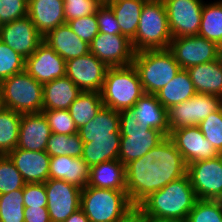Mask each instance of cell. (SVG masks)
Instances as JSON below:
<instances>
[{"label":"cell","instance_id":"6da1fadb","mask_svg":"<svg viewBox=\"0 0 222 222\" xmlns=\"http://www.w3.org/2000/svg\"><path fill=\"white\" fill-rule=\"evenodd\" d=\"M187 174V165L169 136L146 155L126 165V191L138 206L150 194Z\"/></svg>","mask_w":222,"mask_h":222},{"label":"cell","instance_id":"7a4b0ae2","mask_svg":"<svg viewBox=\"0 0 222 222\" xmlns=\"http://www.w3.org/2000/svg\"><path fill=\"white\" fill-rule=\"evenodd\" d=\"M196 200L190 178L186 174L150 194L138 207L148 216L173 218L185 222Z\"/></svg>","mask_w":222,"mask_h":222},{"label":"cell","instance_id":"3957f363","mask_svg":"<svg viewBox=\"0 0 222 222\" xmlns=\"http://www.w3.org/2000/svg\"><path fill=\"white\" fill-rule=\"evenodd\" d=\"M100 94L105 107L120 111L132 108L145 93L131 64L108 67Z\"/></svg>","mask_w":222,"mask_h":222},{"label":"cell","instance_id":"277c9868","mask_svg":"<svg viewBox=\"0 0 222 222\" xmlns=\"http://www.w3.org/2000/svg\"><path fill=\"white\" fill-rule=\"evenodd\" d=\"M119 116L121 143L118 160L125 166L146 155L166 137L161 131L138 123L131 108L120 110Z\"/></svg>","mask_w":222,"mask_h":222},{"label":"cell","instance_id":"5b68a950","mask_svg":"<svg viewBox=\"0 0 222 222\" xmlns=\"http://www.w3.org/2000/svg\"><path fill=\"white\" fill-rule=\"evenodd\" d=\"M172 35L163 1L148 0L141 11L135 38V53L144 50L168 49Z\"/></svg>","mask_w":222,"mask_h":222},{"label":"cell","instance_id":"8992f818","mask_svg":"<svg viewBox=\"0 0 222 222\" xmlns=\"http://www.w3.org/2000/svg\"><path fill=\"white\" fill-rule=\"evenodd\" d=\"M132 64L137 70L144 93L153 95L181 70L168 49L137 52Z\"/></svg>","mask_w":222,"mask_h":222},{"label":"cell","instance_id":"52a82bcc","mask_svg":"<svg viewBox=\"0 0 222 222\" xmlns=\"http://www.w3.org/2000/svg\"><path fill=\"white\" fill-rule=\"evenodd\" d=\"M2 107L21 114L41 113L43 84L25 70L0 82Z\"/></svg>","mask_w":222,"mask_h":222},{"label":"cell","instance_id":"ba28073f","mask_svg":"<svg viewBox=\"0 0 222 222\" xmlns=\"http://www.w3.org/2000/svg\"><path fill=\"white\" fill-rule=\"evenodd\" d=\"M133 207L127 191L92 186L81 191L80 208L90 222H114Z\"/></svg>","mask_w":222,"mask_h":222},{"label":"cell","instance_id":"9c48e42d","mask_svg":"<svg viewBox=\"0 0 222 222\" xmlns=\"http://www.w3.org/2000/svg\"><path fill=\"white\" fill-rule=\"evenodd\" d=\"M197 199L222 201V154L187 165Z\"/></svg>","mask_w":222,"mask_h":222},{"label":"cell","instance_id":"30bf717a","mask_svg":"<svg viewBox=\"0 0 222 222\" xmlns=\"http://www.w3.org/2000/svg\"><path fill=\"white\" fill-rule=\"evenodd\" d=\"M168 50L181 69L209 63L220 57L221 47L201 36L173 37Z\"/></svg>","mask_w":222,"mask_h":222},{"label":"cell","instance_id":"8fae6325","mask_svg":"<svg viewBox=\"0 0 222 222\" xmlns=\"http://www.w3.org/2000/svg\"><path fill=\"white\" fill-rule=\"evenodd\" d=\"M163 3L172 37L198 35L203 0H164Z\"/></svg>","mask_w":222,"mask_h":222},{"label":"cell","instance_id":"7c38bea8","mask_svg":"<svg viewBox=\"0 0 222 222\" xmlns=\"http://www.w3.org/2000/svg\"><path fill=\"white\" fill-rule=\"evenodd\" d=\"M44 185L51 222H64L80 208L82 189L79 187L59 179H48Z\"/></svg>","mask_w":222,"mask_h":222},{"label":"cell","instance_id":"4fadbf2b","mask_svg":"<svg viewBox=\"0 0 222 222\" xmlns=\"http://www.w3.org/2000/svg\"><path fill=\"white\" fill-rule=\"evenodd\" d=\"M89 45L90 53L107 67L128 66L134 60L135 51L132 43L122 34L99 32Z\"/></svg>","mask_w":222,"mask_h":222},{"label":"cell","instance_id":"5bb4252c","mask_svg":"<svg viewBox=\"0 0 222 222\" xmlns=\"http://www.w3.org/2000/svg\"><path fill=\"white\" fill-rule=\"evenodd\" d=\"M108 67L92 53L66 61V76L82 91L99 92Z\"/></svg>","mask_w":222,"mask_h":222},{"label":"cell","instance_id":"9a60e30c","mask_svg":"<svg viewBox=\"0 0 222 222\" xmlns=\"http://www.w3.org/2000/svg\"><path fill=\"white\" fill-rule=\"evenodd\" d=\"M43 39L44 36L37 30L28 16L2 25L0 40L24 59L35 52Z\"/></svg>","mask_w":222,"mask_h":222},{"label":"cell","instance_id":"2e32d148","mask_svg":"<svg viewBox=\"0 0 222 222\" xmlns=\"http://www.w3.org/2000/svg\"><path fill=\"white\" fill-rule=\"evenodd\" d=\"M169 137L181 153L186 165L220 155L207 141L198 126H188L172 130Z\"/></svg>","mask_w":222,"mask_h":222},{"label":"cell","instance_id":"e0dca14e","mask_svg":"<svg viewBox=\"0 0 222 222\" xmlns=\"http://www.w3.org/2000/svg\"><path fill=\"white\" fill-rule=\"evenodd\" d=\"M25 71L44 84L66 76V61L43 41L35 52L25 59Z\"/></svg>","mask_w":222,"mask_h":222},{"label":"cell","instance_id":"ac0fdd59","mask_svg":"<svg viewBox=\"0 0 222 222\" xmlns=\"http://www.w3.org/2000/svg\"><path fill=\"white\" fill-rule=\"evenodd\" d=\"M26 183H44L49 179L50 156L46 151L15 148L7 154Z\"/></svg>","mask_w":222,"mask_h":222},{"label":"cell","instance_id":"d6986e66","mask_svg":"<svg viewBox=\"0 0 222 222\" xmlns=\"http://www.w3.org/2000/svg\"><path fill=\"white\" fill-rule=\"evenodd\" d=\"M51 128L44 114H22L17 148L29 151H45Z\"/></svg>","mask_w":222,"mask_h":222},{"label":"cell","instance_id":"ffe728a7","mask_svg":"<svg viewBox=\"0 0 222 222\" xmlns=\"http://www.w3.org/2000/svg\"><path fill=\"white\" fill-rule=\"evenodd\" d=\"M27 1V16L43 36L56 27L66 23L63 0Z\"/></svg>","mask_w":222,"mask_h":222},{"label":"cell","instance_id":"44dd1931","mask_svg":"<svg viewBox=\"0 0 222 222\" xmlns=\"http://www.w3.org/2000/svg\"><path fill=\"white\" fill-rule=\"evenodd\" d=\"M90 166L82 157H69L67 155L50 158L49 179L65 180L80 189L89 183Z\"/></svg>","mask_w":222,"mask_h":222},{"label":"cell","instance_id":"7402d4cb","mask_svg":"<svg viewBox=\"0 0 222 222\" xmlns=\"http://www.w3.org/2000/svg\"><path fill=\"white\" fill-rule=\"evenodd\" d=\"M65 61L86 55L90 45L80 39L67 23L49 31L43 39Z\"/></svg>","mask_w":222,"mask_h":222},{"label":"cell","instance_id":"603a6c76","mask_svg":"<svg viewBox=\"0 0 222 222\" xmlns=\"http://www.w3.org/2000/svg\"><path fill=\"white\" fill-rule=\"evenodd\" d=\"M82 90L67 76L43 84V110H68Z\"/></svg>","mask_w":222,"mask_h":222},{"label":"cell","instance_id":"cb8c5ba5","mask_svg":"<svg viewBox=\"0 0 222 222\" xmlns=\"http://www.w3.org/2000/svg\"><path fill=\"white\" fill-rule=\"evenodd\" d=\"M196 93L222 98V59L192 66L186 69Z\"/></svg>","mask_w":222,"mask_h":222},{"label":"cell","instance_id":"d4e9b609","mask_svg":"<svg viewBox=\"0 0 222 222\" xmlns=\"http://www.w3.org/2000/svg\"><path fill=\"white\" fill-rule=\"evenodd\" d=\"M138 123L169 136L168 110L153 94H144L131 108Z\"/></svg>","mask_w":222,"mask_h":222},{"label":"cell","instance_id":"484cf974","mask_svg":"<svg viewBox=\"0 0 222 222\" xmlns=\"http://www.w3.org/2000/svg\"><path fill=\"white\" fill-rule=\"evenodd\" d=\"M87 186L126 191V166L118 159L91 166Z\"/></svg>","mask_w":222,"mask_h":222},{"label":"cell","instance_id":"4316f807","mask_svg":"<svg viewBox=\"0 0 222 222\" xmlns=\"http://www.w3.org/2000/svg\"><path fill=\"white\" fill-rule=\"evenodd\" d=\"M81 140L89 138L121 137L119 111L103 106L98 114L86 125L78 129Z\"/></svg>","mask_w":222,"mask_h":222},{"label":"cell","instance_id":"83f0119b","mask_svg":"<svg viewBox=\"0 0 222 222\" xmlns=\"http://www.w3.org/2000/svg\"><path fill=\"white\" fill-rule=\"evenodd\" d=\"M195 94L197 93L188 71L181 69L176 76L155 95L158 101L168 110L172 106L192 98Z\"/></svg>","mask_w":222,"mask_h":222},{"label":"cell","instance_id":"f1b7e54d","mask_svg":"<svg viewBox=\"0 0 222 222\" xmlns=\"http://www.w3.org/2000/svg\"><path fill=\"white\" fill-rule=\"evenodd\" d=\"M148 0H118L107 4L115 14L121 34L130 41L135 38L142 8Z\"/></svg>","mask_w":222,"mask_h":222},{"label":"cell","instance_id":"f546056e","mask_svg":"<svg viewBox=\"0 0 222 222\" xmlns=\"http://www.w3.org/2000/svg\"><path fill=\"white\" fill-rule=\"evenodd\" d=\"M121 137L89 138L83 144L82 160L90 167L102 162L117 160Z\"/></svg>","mask_w":222,"mask_h":222},{"label":"cell","instance_id":"4dcf8cb0","mask_svg":"<svg viewBox=\"0 0 222 222\" xmlns=\"http://www.w3.org/2000/svg\"><path fill=\"white\" fill-rule=\"evenodd\" d=\"M104 106L99 92L82 91L69 107L77 129L89 123Z\"/></svg>","mask_w":222,"mask_h":222},{"label":"cell","instance_id":"1f68e13d","mask_svg":"<svg viewBox=\"0 0 222 222\" xmlns=\"http://www.w3.org/2000/svg\"><path fill=\"white\" fill-rule=\"evenodd\" d=\"M22 114L0 107V155H7L17 147Z\"/></svg>","mask_w":222,"mask_h":222},{"label":"cell","instance_id":"d6a6232c","mask_svg":"<svg viewBox=\"0 0 222 222\" xmlns=\"http://www.w3.org/2000/svg\"><path fill=\"white\" fill-rule=\"evenodd\" d=\"M198 36L213 41L222 48V4L220 1L204 3Z\"/></svg>","mask_w":222,"mask_h":222},{"label":"cell","instance_id":"836d02e7","mask_svg":"<svg viewBox=\"0 0 222 222\" xmlns=\"http://www.w3.org/2000/svg\"><path fill=\"white\" fill-rule=\"evenodd\" d=\"M83 144L78 132L72 135L52 133L45 151L50 157L63 155L82 157Z\"/></svg>","mask_w":222,"mask_h":222},{"label":"cell","instance_id":"e575fe53","mask_svg":"<svg viewBox=\"0 0 222 222\" xmlns=\"http://www.w3.org/2000/svg\"><path fill=\"white\" fill-rule=\"evenodd\" d=\"M0 222H24L23 189L0 195Z\"/></svg>","mask_w":222,"mask_h":222},{"label":"cell","instance_id":"d590c367","mask_svg":"<svg viewBox=\"0 0 222 222\" xmlns=\"http://www.w3.org/2000/svg\"><path fill=\"white\" fill-rule=\"evenodd\" d=\"M169 134L182 127L196 126L194 96L168 109Z\"/></svg>","mask_w":222,"mask_h":222},{"label":"cell","instance_id":"8d00e7d4","mask_svg":"<svg viewBox=\"0 0 222 222\" xmlns=\"http://www.w3.org/2000/svg\"><path fill=\"white\" fill-rule=\"evenodd\" d=\"M222 201L197 199L185 222H221Z\"/></svg>","mask_w":222,"mask_h":222},{"label":"cell","instance_id":"74e56055","mask_svg":"<svg viewBox=\"0 0 222 222\" xmlns=\"http://www.w3.org/2000/svg\"><path fill=\"white\" fill-rule=\"evenodd\" d=\"M26 182L7 155H0V195L23 189Z\"/></svg>","mask_w":222,"mask_h":222},{"label":"cell","instance_id":"f35d334b","mask_svg":"<svg viewBox=\"0 0 222 222\" xmlns=\"http://www.w3.org/2000/svg\"><path fill=\"white\" fill-rule=\"evenodd\" d=\"M204 137L222 154V106L198 124Z\"/></svg>","mask_w":222,"mask_h":222},{"label":"cell","instance_id":"ab89813d","mask_svg":"<svg viewBox=\"0 0 222 222\" xmlns=\"http://www.w3.org/2000/svg\"><path fill=\"white\" fill-rule=\"evenodd\" d=\"M25 70V59L0 40V82Z\"/></svg>","mask_w":222,"mask_h":222},{"label":"cell","instance_id":"60d3db41","mask_svg":"<svg viewBox=\"0 0 222 222\" xmlns=\"http://www.w3.org/2000/svg\"><path fill=\"white\" fill-rule=\"evenodd\" d=\"M52 133L72 135L78 132L69 110H42Z\"/></svg>","mask_w":222,"mask_h":222},{"label":"cell","instance_id":"b9f144b4","mask_svg":"<svg viewBox=\"0 0 222 222\" xmlns=\"http://www.w3.org/2000/svg\"><path fill=\"white\" fill-rule=\"evenodd\" d=\"M66 23L96 13L101 0H63Z\"/></svg>","mask_w":222,"mask_h":222},{"label":"cell","instance_id":"7bdbcfd3","mask_svg":"<svg viewBox=\"0 0 222 222\" xmlns=\"http://www.w3.org/2000/svg\"><path fill=\"white\" fill-rule=\"evenodd\" d=\"M71 30L83 41L90 44L99 33L96 13L68 21Z\"/></svg>","mask_w":222,"mask_h":222},{"label":"cell","instance_id":"ee69618b","mask_svg":"<svg viewBox=\"0 0 222 222\" xmlns=\"http://www.w3.org/2000/svg\"><path fill=\"white\" fill-rule=\"evenodd\" d=\"M196 126L222 106V98L210 94H195Z\"/></svg>","mask_w":222,"mask_h":222},{"label":"cell","instance_id":"f6af8a7d","mask_svg":"<svg viewBox=\"0 0 222 222\" xmlns=\"http://www.w3.org/2000/svg\"><path fill=\"white\" fill-rule=\"evenodd\" d=\"M27 0H0V21L2 24L27 16Z\"/></svg>","mask_w":222,"mask_h":222},{"label":"cell","instance_id":"bcb514c9","mask_svg":"<svg viewBox=\"0 0 222 222\" xmlns=\"http://www.w3.org/2000/svg\"><path fill=\"white\" fill-rule=\"evenodd\" d=\"M24 207H47V195L44 183H26L23 187Z\"/></svg>","mask_w":222,"mask_h":222},{"label":"cell","instance_id":"7dc6e473","mask_svg":"<svg viewBox=\"0 0 222 222\" xmlns=\"http://www.w3.org/2000/svg\"><path fill=\"white\" fill-rule=\"evenodd\" d=\"M98 28L100 33L104 34H121L120 26L116 20L112 9L105 4H101L96 10Z\"/></svg>","mask_w":222,"mask_h":222},{"label":"cell","instance_id":"c3c4849f","mask_svg":"<svg viewBox=\"0 0 222 222\" xmlns=\"http://www.w3.org/2000/svg\"><path fill=\"white\" fill-rule=\"evenodd\" d=\"M24 222H51L47 207H24Z\"/></svg>","mask_w":222,"mask_h":222},{"label":"cell","instance_id":"681fc988","mask_svg":"<svg viewBox=\"0 0 222 222\" xmlns=\"http://www.w3.org/2000/svg\"><path fill=\"white\" fill-rule=\"evenodd\" d=\"M114 222H145V214L138 206H134L124 216Z\"/></svg>","mask_w":222,"mask_h":222},{"label":"cell","instance_id":"f907efd6","mask_svg":"<svg viewBox=\"0 0 222 222\" xmlns=\"http://www.w3.org/2000/svg\"><path fill=\"white\" fill-rule=\"evenodd\" d=\"M64 222H90L81 208L72 213Z\"/></svg>","mask_w":222,"mask_h":222},{"label":"cell","instance_id":"816d5d0a","mask_svg":"<svg viewBox=\"0 0 222 222\" xmlns=\"http://www.w3.org/2000/svg\"><path fill=\"white\" fill-rule=\"evenodd\" d=\"M145 222H183L173 218H161L145 215Z\"/></svg>","mask_w":222,"mask_h":222},{"label":"cell","instance_id":"f5cc1de1","mask_svg":"<svg viewBox=\"0 0 222 222\" xmlns=\"http://www.w3.org/2000/svg\"><path fill=\"white\" fill-rule=\"evenodd\" d=\"M116 1H118V0H101V3L107 5V4L114 3Z\"/></svg>","mask_w":222,"mask_h":222},{"label":"cell","instance_id":"db71d44e","mask_svg":"<svg viewBox=\"0 0 222 222\" xmlns=\"http://www.w3.org/2000/svg\"><path fill=\"white\" fill-rule=\"evenodd\" d=\"M0 107H2V103H1V84H0Z\"/></svg>","mask_w":222,"mask_h":222},{"label":"cell","instance_id":"11a10c76","mask_svg":"<svg viewBox=\"0 0 222 222\" xmlns=\"http://www.w3.org/2000/svg\"><path fill=\"white\" fill-rule=\"evenodd\" d=\"M2 23H1V21H0V34H1V29H2Z\"/></svg>","mask_w":222,"mask_h":222}]
</instances>
